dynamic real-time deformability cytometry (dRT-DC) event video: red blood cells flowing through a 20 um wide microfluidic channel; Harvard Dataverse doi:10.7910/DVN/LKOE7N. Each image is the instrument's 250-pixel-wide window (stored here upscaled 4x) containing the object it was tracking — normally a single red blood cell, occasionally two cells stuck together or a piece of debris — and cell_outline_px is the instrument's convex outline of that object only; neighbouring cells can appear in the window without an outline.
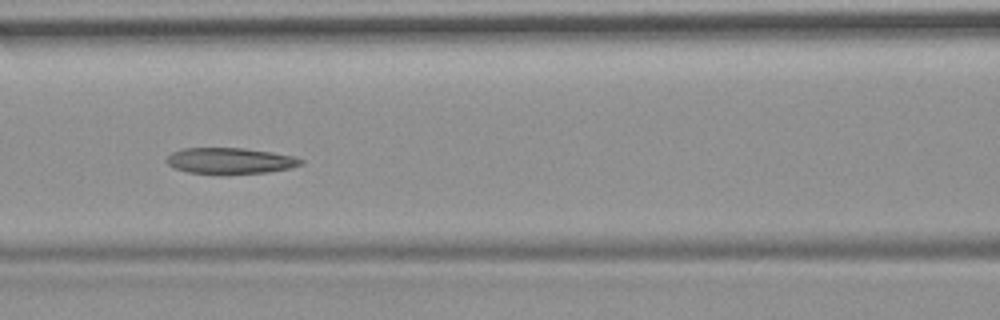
{"species": "common noctule bat (a hibernating species)", "species_latin": "Nyctalus noctula", "temperature_condition": "room temperature", "stored_images_in_passage": 54, "camera_frame_rate_fps": 3000, "um_per_image_px": 0.085, "animal": {"sex": "female", "body_mass_g": 19.9}, "frame": {"image": 1, "passage_image": 24, "time_ms": 7.667, "image_size_px": [1000, 320], "cell_outline_px": [[304, 164], [288, 168], [268, 172], [188, 172], [172, 168], [164, 160], [172, 152], [180, 148], [244, 148], [272, 152], [292, 156], [304, 160]], "centroid_in_image_um": [19.52, 13.63], "position_along_channel_um": 147.1, "area_um2": 19.88}, "authors_computed_cell_mechanics": {"area_um2": 22.253, "velocity_mm_per_s": 3.68, "shape_relaxation_time_tau1_ms": null, "shape_relaxation_time_tau2_ms": 2.9756, "deformation_change_tau1": null, "deformation_change_tau2": 0.1039}}